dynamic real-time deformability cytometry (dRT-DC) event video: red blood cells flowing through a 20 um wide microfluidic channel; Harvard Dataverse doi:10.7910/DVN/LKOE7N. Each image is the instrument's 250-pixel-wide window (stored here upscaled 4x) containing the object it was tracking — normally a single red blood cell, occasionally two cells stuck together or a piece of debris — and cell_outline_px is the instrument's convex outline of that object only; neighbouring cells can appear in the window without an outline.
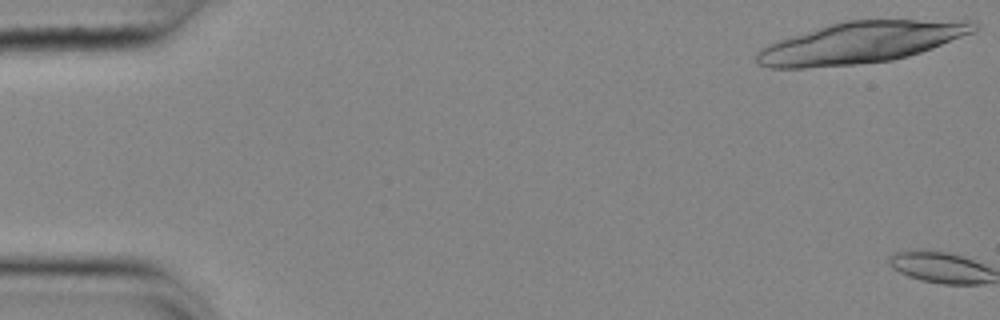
{"species": "common noctule bat (a hibernating species)", "species_latin": "Nyctalus noctula", "temperature_condition": "cold", "stored_images_in_passage": 3, "camera_frame_rate_fps": 3000, "um_per_image_px": 0.085, "animal": {"sex": "female", "body_mass_g": 25.1}, "frame": {"image": 1, "passage_image": 1, "time_ms": 0.0, "image_size_px": [1000, 320], "cell_outline_px": [[980, 28], [976, 32], [932, 48], [908, 56], [892, 60], [856, 64], [808, 68], [768, 68], [756, 64], [756, 52], [760, 48], [776, 40], [844, 20], [976, 20], [980, 24]], "centroid_in_image_um": [73.21, 3.61], "position_along_channel_um": 11.8, "area_um2": 52.71}}